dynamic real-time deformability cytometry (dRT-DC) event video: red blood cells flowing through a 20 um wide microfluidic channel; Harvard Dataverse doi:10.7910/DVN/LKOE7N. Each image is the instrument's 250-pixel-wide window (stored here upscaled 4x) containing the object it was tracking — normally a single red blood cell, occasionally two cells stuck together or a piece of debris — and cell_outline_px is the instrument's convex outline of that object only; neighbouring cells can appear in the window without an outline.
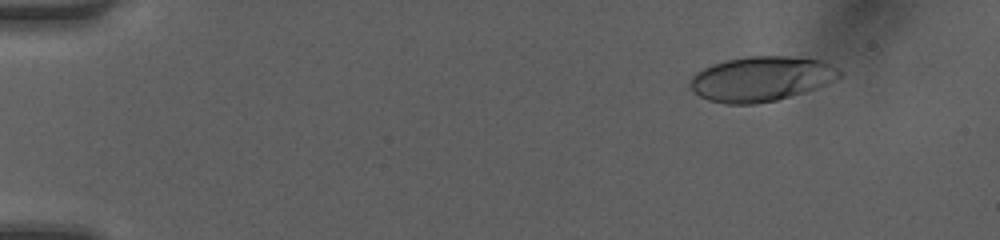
{"species": "human", "species_latin": "Homo sapiens", "temperature_condition": "room temperature", "stored_images_in_passage": 5, "camera_frame_rate_fps": 3000, "um_per_image_px": 0.085, "donor": {"sex": "female"}, "frame": {"image": 1, "passage_image": 2, "time_ms": 0.333, "image_size_px": [1000, 240], "cell_outline_px": [[844, 72], [840, 76], [816, 88], [804, 92], [776, 100], [756, 104], [728, 104], [708, 100], [692, 92], [688, 84], [692, 76], [696, 72], [712, 64], [728, 60], [748, 56], [788, 56], [824, 60], [840, 68]], "centroid_in_image_um": [64.7, 6.69], "position_along_channel_um": 20.3, "area_um2": 39.19}}
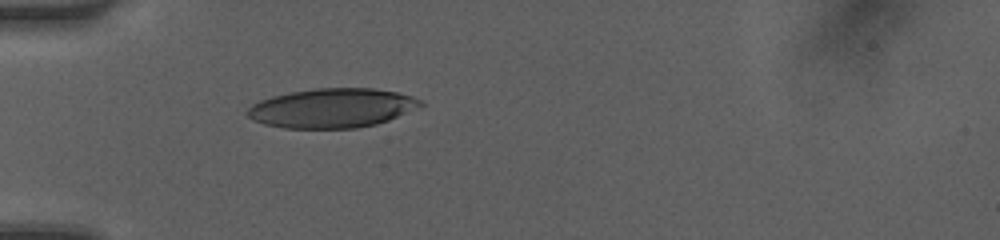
{"frame": {"image": 2, "passage_image": 5, "time_ms": 1.333, "image_size_px": [1000, 240], "cell_outline_px": [[424, 104], [388, 120], [376, 124], [356, 128], [284, 128], [264, 124], [248, 116], [248, 108], [252, 104], [260, 100], [272, 96], [312, 88], [372, 88], [396, 92], [412, 96], [420, 100]], "centroid_in_image_um": [28.21, 9.18], "position_along_channel_um": 56.8, "area_um2": 39.3}}